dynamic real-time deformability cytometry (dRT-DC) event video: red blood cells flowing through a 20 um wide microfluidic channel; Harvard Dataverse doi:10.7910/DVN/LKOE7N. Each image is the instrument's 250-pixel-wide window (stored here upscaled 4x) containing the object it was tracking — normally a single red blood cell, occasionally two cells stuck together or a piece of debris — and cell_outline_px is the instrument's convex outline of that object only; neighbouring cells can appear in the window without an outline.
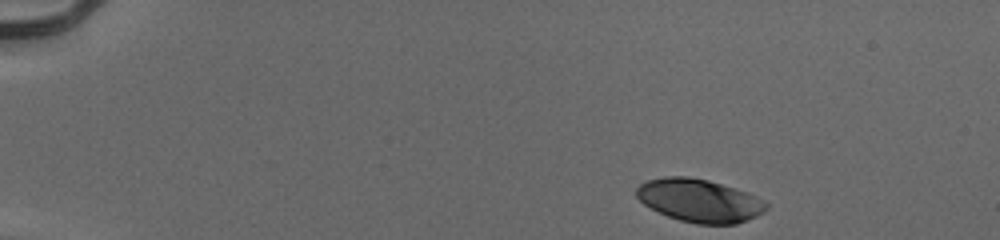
{"species": "human", "species_latin": "Homo sapiens", "temperature_condition": "cold", "stored_images_in_passage": 41, "camera_frame_rate_fps": 3000, "um_per_image_px": 0.085, "donor": {"sex": "male"}, "frame": {"image": 1, "passage_image": 1, "time_ms": 0.0, "image_size_px": [1000, 240], "cell_outline_px": [[768, 208], [764, 212], [756, 216], [736, 224], [696, 224], [680, 220], [668, 216], [644, 204], [636, 196], [636, 188], [640, 184], [648, 180], [664, 176], [688, 176], [708, 180], [756, 196], [768, 204]], "centroid_in_image_um": [59.44, 17.05], "position_along_channel_um": 25.6, "area_um2": 32.25}}
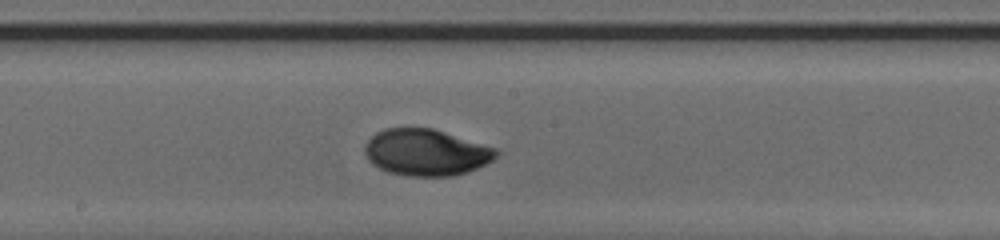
{"frame": {"image": 2, "passage_image": 24, "time_ms": 7.667, "image_size_px": [1000, 240], "cell_outline_px": [[500, 152], [492, 160], [468, 172], [452, 176], [408, 176], [388, 172], [372, 164], [368, 160], [364, 152], [364, 144], [376, 132], [384, 128], [432, 128], [496, 148]], "centroid_in_image_um": [36.19, 12.95], "position_along_channel_um": 212.0, "area_um2": 35.6}}
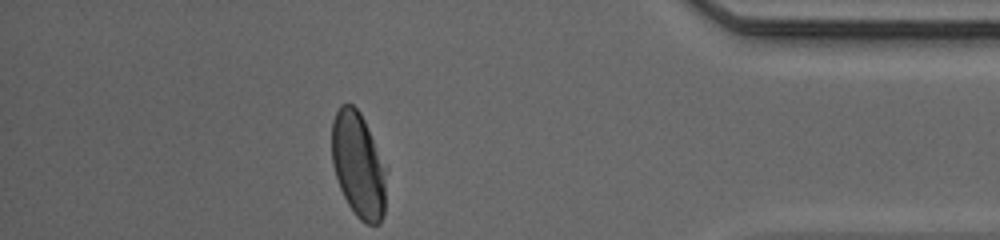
{"frame": {"image": 3, "passage_image": 41, "time_ms": 13.333, "image_size_px": [1000, 240], "cell_outline_px": [[384, 216], [380, 224], [368, 224], [360, 220], [356, 216], [348, 204], [340, 188], [332, 164], [332, 120], [340, 104], [352, 104], [360, 112], [364, 120], [372, 140], [384, 180]], "centroid_in_image_um": [30.38, 14.04], "position_along_channel_um": 404.8, "area_um2": 32.08}, "authors_computed_cell_mechanics": {"area_um2": 34.8534, "velocity_mm_per_s": 3.9345, "shape_relaxation_time_tau1_ms": 3.5502, "shape_relaxation_time_tau2_ms": 1.3248, "deformation_change_tau1": 0.1873, "deformation_change_tau2": 0.022}}